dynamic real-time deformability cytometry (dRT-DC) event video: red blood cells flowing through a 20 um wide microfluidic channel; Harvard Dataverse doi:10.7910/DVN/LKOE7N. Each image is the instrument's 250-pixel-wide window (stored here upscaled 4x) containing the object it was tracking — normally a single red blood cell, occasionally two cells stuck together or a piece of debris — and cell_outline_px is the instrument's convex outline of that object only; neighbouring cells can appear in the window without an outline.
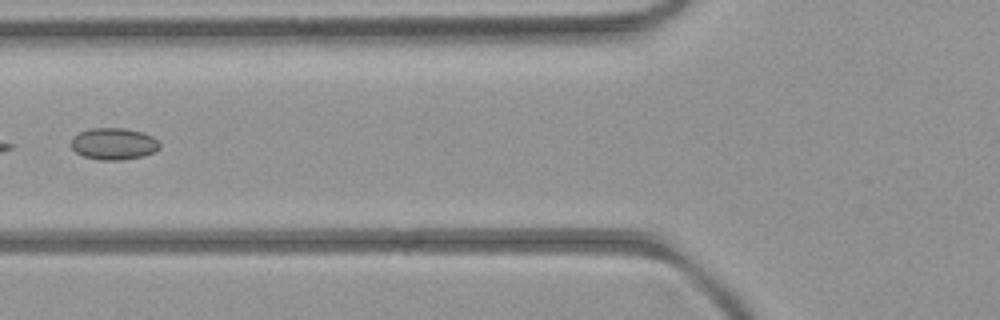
{"species": "common noctule bat (a hibernating species)", "species_latin": "Nyctalus noctula", "temperature_condition": "room temperature", "stored_images_in_passage": 5, "camera_frame_rate_fps": 3000, "um_per_image_px": 0.085, "animal": {"sex": "female", "body_mass_g": 21.9}, "frame": {"image": 1, "passage_image": 4, "time_ms": 3.333, "image_size_px": [1000, 320], "cell_outline_px": [[160, 148], [144, 156], [120, 160], [100, 160], [84, 156], [76, 152], [72, 148], [72, 140], [80, 132], [92, 128], [124, 128], [140, 132], [152, 136], [160, 144]], "centroid_in_image_um": [9.68, 12.23], "position_along_channel_um": 116.1, "area_um2": 16.13}}
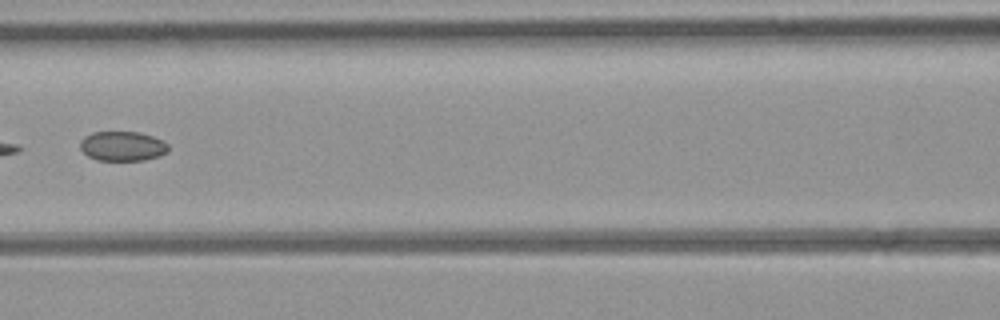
{"frame": {"image": 2, "passage_image": 5, "time_ms": 4.333, "image_size_px": [1000, 320], "cell_outline_px": [[168, 152], [160, 156], [144, 160], [96, 160], [88, 156], [80, 148], [80, 140], [84, 136], [92, 132], [140, 132], [152, 136], [168, 144]], "centroid_in_image_um": [10.4, 12.42], "position_along_channel_um": 156.2, "area_um2": 15.26}}